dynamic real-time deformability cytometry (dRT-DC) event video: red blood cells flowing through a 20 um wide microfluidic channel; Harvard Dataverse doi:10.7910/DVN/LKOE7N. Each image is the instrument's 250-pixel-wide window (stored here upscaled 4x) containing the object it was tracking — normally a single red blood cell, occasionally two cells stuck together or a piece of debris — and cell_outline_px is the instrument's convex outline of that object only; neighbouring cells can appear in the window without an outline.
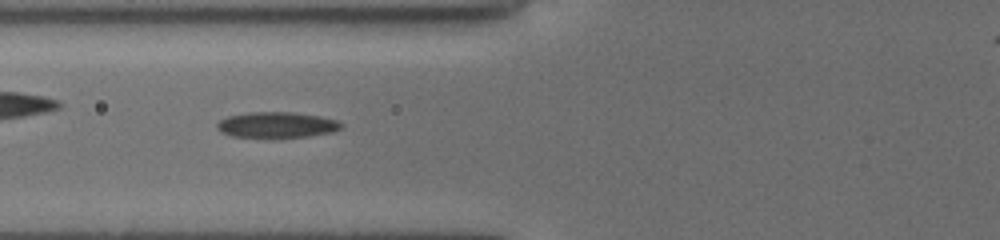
{"species": "common noctule bat (a hibernating species)", "species_latin": "Nyctalus noctula", "temperature_condition": "cold", "stored_images_in_passage": 38, "camera_frame_rate_fps": 3000, "um_per_image_px": 0.085, "animal": {"sex": "female", "body_mass_g": 19.5, "forearm_length_mm": 54.1}, "frame": {"image": 1, "passage_image": 6, "time_ms": 1.667, "image_size_px": [1000, 240], "cell_outline_px": [[340, 128], [332, 132], [308, 136], [280, 140], [272, 140], [232, 136], [220, 132], [216, 128], [216, 124], [220, 120], [228, 116], [252, 112], [292, 112], [320, 116], [336, 120], [340, 124]], "centroid_in_image_um": [23.46, 10.66], "position_along_channel_um": 102.3, "area_um2": 19.31}}
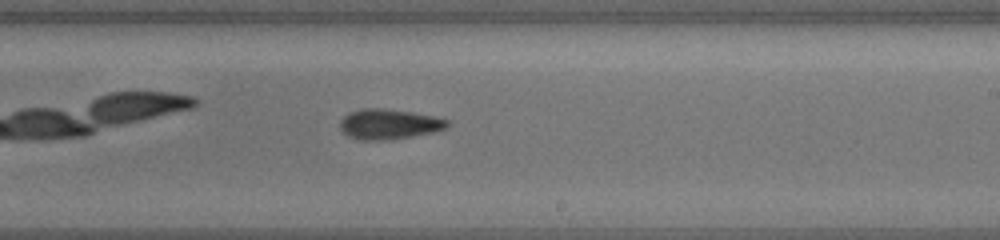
{"frame": {"image": 2, "passage_image": 18, "time_ms": 5.667, "image_size_px": [1000, 240], "cell_outline_px": [[448, 124], [444, 128], [432, 132], [412, 136], [384, 140], [356, 140], [348, 136], [340, 128], [340, 120], [348, 112], [364, 108], [384, 108], [412, 112], [432, 116], [448, 120]], "centroid_in_image_um": [32.99, 10.55], "position_along_channel_um": 256.0, "area_um2": 18.73}}
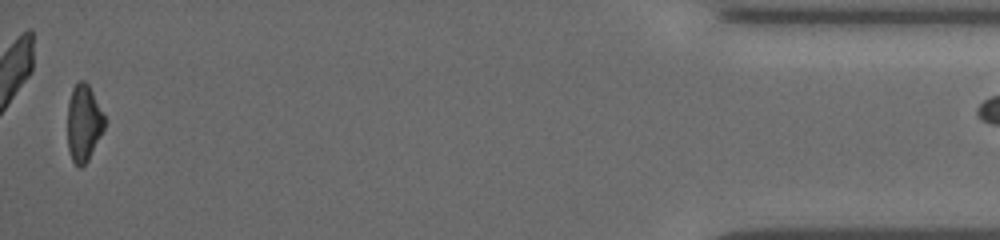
{"frame": {"image": 3, "passage_image": 37, "time_ms": 12.0, "image_size_px": [1000, 240], "cell_outline_px": [[104, 128], [88, 160], [80, 168], [76, 168], [72, 160], [68, 148], [68, 104], [72, 88], [80, 80], [84, 80], [88, 84], [104, 116]], "centroid_in_image_um": [7.09, 10.48], "position_along_channel_um": 428.1, "area_um2": 16.3}}